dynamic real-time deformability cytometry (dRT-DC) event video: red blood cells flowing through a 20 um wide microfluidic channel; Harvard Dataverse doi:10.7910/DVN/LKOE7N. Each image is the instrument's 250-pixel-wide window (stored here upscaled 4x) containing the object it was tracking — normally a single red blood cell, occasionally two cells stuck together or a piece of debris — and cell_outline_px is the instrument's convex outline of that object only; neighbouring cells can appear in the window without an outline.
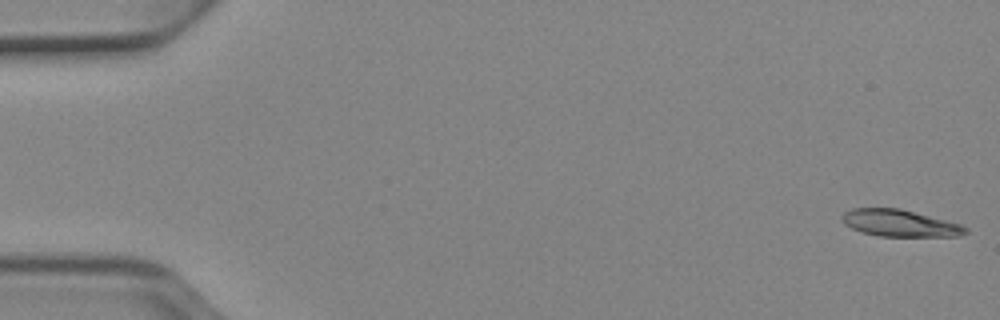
{"species": "Egyptian fruit bat (a non-hibernating species)", "species_latin": "Rousettus aegyptiacus", "temperature_condition": "cold", "stored_images_in_passage": 11, "camera_frame_rate_fps": 3000, "um_per_image_px": 0.085, "animal": {"sex": "female"}, "frame": {"image": 1, "passage_image": 1, "time_ms": 0.0, "image_size_px": [1000, 320], "cell_outline_px": [[968, 232], [960, 236], [880, 236], [860, 232], [844, 224], [840, 220], [840, 216], [844, 212], [852, 208], [900, 208], [960, 224], [968, 228]], "centroid_in_image_um": [76.44, 18.97], "position_along_channel_um": 8.6, "area_um2": 19.36}}